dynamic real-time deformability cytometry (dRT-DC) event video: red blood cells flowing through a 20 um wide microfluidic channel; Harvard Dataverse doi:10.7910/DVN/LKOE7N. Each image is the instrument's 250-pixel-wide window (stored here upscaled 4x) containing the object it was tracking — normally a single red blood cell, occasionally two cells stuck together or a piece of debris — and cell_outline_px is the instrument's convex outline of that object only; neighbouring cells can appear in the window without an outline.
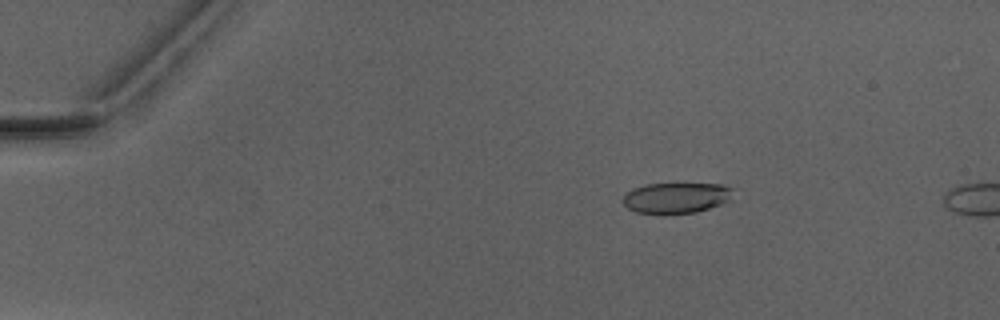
{"species": "Egyptian fruit bat (a non-hibernating species)", "species_latin": "Rousettus aegyptiacus", "temperature_condition": "warm", "stored_images_in_passage": 5, "camera_frame_rate_fps": 3000, "um_per_image_px": 0.085, "animal": {"sex": "male"}, "frame": {"image": 1, "passage_image": 2, "time_ms": 1.0, "image_size_px": [1000, 320], "cell_outline_px": [[732, 188], [728, 200], [720, 204], [696, 212], [636, 212], [628, 208], [624, 204], [624, 196], [632, 188], [644, 184], [724, 184]], "centroid_in_image_um": [57.46, 16.78], "position_along_channel_um": 27.5, "area_um2": 19.02}}
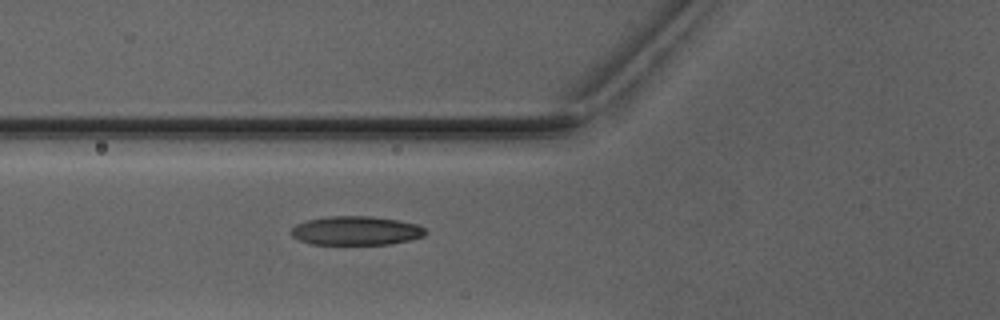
{"frame": {"image": 2, "passage_image": 5, "time_ms": 4.667, "image_size_px": [1000, 320], "cell_outline_px": [[428, 232], [424, 236], [408, 240], [388, 244], [312, 244], [300, 240], [292, 236], [292, 228], [296, 224], [308, 220], [328, 216], [372, 216], [400, 220], [416, 224], [424, 228]], "centroid_in_image_um": [30.28, 19.6], "position_along_channel_um": 95.5, "area_um2": 22.54}}